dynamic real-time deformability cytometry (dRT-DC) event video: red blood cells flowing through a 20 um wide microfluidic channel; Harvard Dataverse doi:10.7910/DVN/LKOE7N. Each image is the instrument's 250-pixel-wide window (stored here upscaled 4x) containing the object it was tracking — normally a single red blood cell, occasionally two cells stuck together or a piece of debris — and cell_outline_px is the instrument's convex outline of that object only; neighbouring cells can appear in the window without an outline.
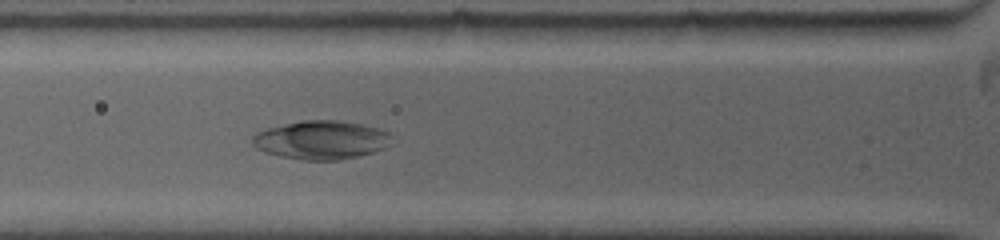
{"species": "common noctule bat (a hibernating species)", "species_latin": "Nyctalus noctula", "temperature_condition": "warm", "stored_images_in_passage": 5, "camera_frame_rate_fps": 5000, "um_per_image_px": 0.085, "animal": {"sex": "female", "body_mass_g": 19.0, "forearm_length_mm": 53.3}, "frame": {"image": 1, "passage_image": 2, "time_ms": 0.6, "image_size_px": [1000, 240], "cell_outline_px": [[388, 132], [384, 148], [372, 152], [340, 160], [304, 160], [280, 156], [264, 152], [256, 148], [252, 144], [252, 136], [256, 132], [268, 128], [304, 120], [336, 120], [360, 124], [376, 128]], "centroid_in_image_um": [27.2, 11.9], "position_along_channel_um": 98.6, "area_um2": 30.69}}
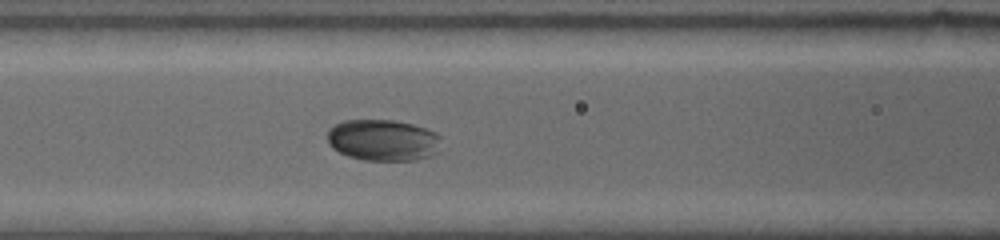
{"frame": {"image": 2, "passage_image": 4, "time_ms": 1.6, "image_size_px": [1000, 240], "cell_outline_px": [[440, 152], [432, 156], [416, 160], [364, 160], [348, 156], [332, 148], [328, 144], [328, 128], [344, 120], [392, 120], [412, 124], [436, 132], [440, 136]], "centroid_in_image_um": [32.58, 11.92], "position_along_channel_um": 134.0, "area_um2": 27.69}}